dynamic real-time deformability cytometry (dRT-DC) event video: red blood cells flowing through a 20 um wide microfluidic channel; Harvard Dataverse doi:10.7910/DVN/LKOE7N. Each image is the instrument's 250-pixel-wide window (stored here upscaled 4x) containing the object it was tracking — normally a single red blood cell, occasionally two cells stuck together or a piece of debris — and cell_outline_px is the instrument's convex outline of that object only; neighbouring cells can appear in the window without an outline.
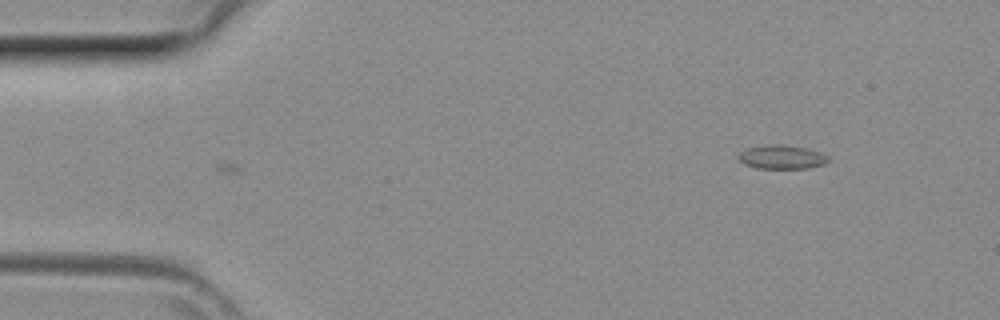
{"species": "common noctule bat (a hibernating species)", "species_latin": "Nyctalus noctula", "temperature_condition": "room temperature", "stored_images_in_passage": 2, "camera_frame_rate_fps": 3000, "um_per_image_px": 0.085, "animal": {"sex": "female", "body_mass_g": 29.2, "forearm_length_mm": 56.3}, "frame": {"image": 1, "passage_image": 1, "time_ms": 0.0, "image_size_px": [1000, 320], "cell_outline_px": [[828, 160], [824, 164], [808, 168], [756, 168], [744, 164], [736, 156], [740, 152], [748, 148], [768, 144], [780, 144], [804, 148], [820, 152], [828, 156]], "centroid_in_image_um": [66.42, 13.35], "position_along_channel_um": 18.6, "area_um2": 12.37}}